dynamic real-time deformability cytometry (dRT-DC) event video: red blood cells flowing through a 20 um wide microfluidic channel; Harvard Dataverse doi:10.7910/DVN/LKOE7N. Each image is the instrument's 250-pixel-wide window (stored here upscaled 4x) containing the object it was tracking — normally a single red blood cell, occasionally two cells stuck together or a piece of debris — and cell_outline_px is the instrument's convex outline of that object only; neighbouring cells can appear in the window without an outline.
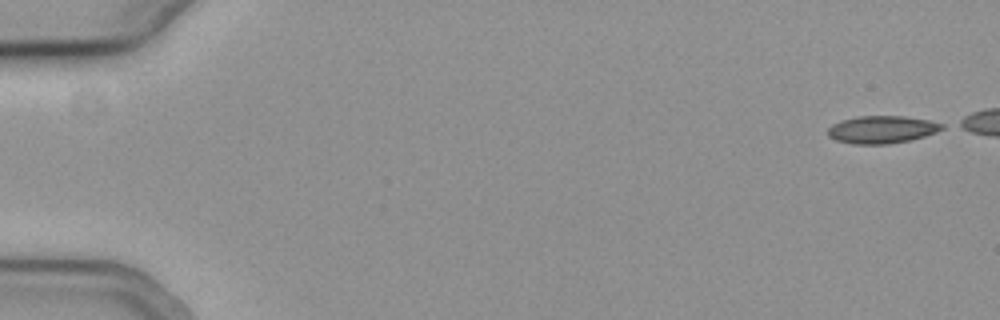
{"species": "common noctule bat (a hibernating species)", "species_latin": "Nyctalus noctula", "temperature_condition": "cold", "stored_images_in_passage": 48, "camera_frame_rate_fps": 3000, "um_per_image_px": 0.085, "animal": {"sex": "female", "body_mass_g": 19.3, "forearm_length_mm": 54.1}, "frame": {"image": 1, "passage_image": 1, "time_ms": 0.0, "image_size_px": [1000, 320], "cell_outline_px": [[944, 128], [936, 132], [912, 140], [888, 144], [852, 144], [836, 140], [828, 136], [828, 128], [832, 124], [844, 120], [860, 116], [904, 116], [928, 120], [944, 124]], "centroid_in_image_um": [74.97, 11.02], "position_along_channel_um": 10.0, "area_um2": 18.26}}
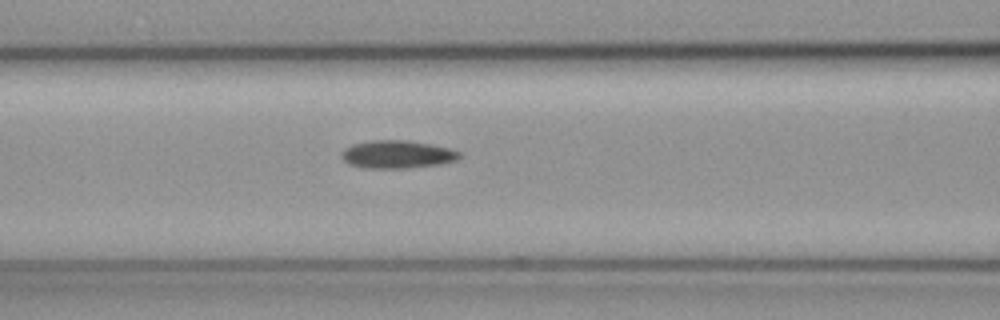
{"frame": {"image": 2, "passage_image": 23, "time_ms": 7.333, "image_size_px": [1000, 320], "cell_outline_px": [[460, 156], [456, 160], [440, 164], [404, 168], [364, 168], [348, 164], [340, 156], [340, 152], [344, 148], [352, 144], [372, 140], [408, 140], [432, 144], [448, 148], [460, 152]], "centroid_in_image_um": [33.71, 13.11], "position_along_channel_um": 132.9, "area_um2": 19.25}}
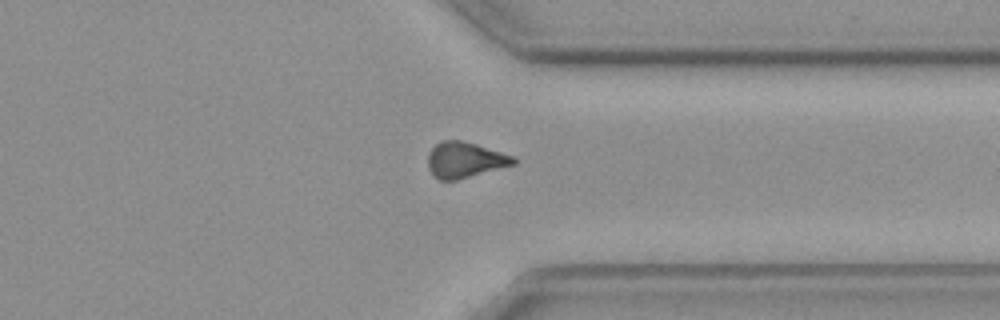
{"frame": {"image": 3, "passage_image": 42, "time_ms": 13.667, "image_size_px": [1000, 320], "cell_outline_px": [[516, 164], [456, 180], [440, 180], [428, 168], [428, 152], [440, 140], [460, 140], [476, 144], [516, 156]], "centroid_in_image_um": [39.54, 13.58], "position_along_channel_um": 371.9, "area_um2": 17.8}}